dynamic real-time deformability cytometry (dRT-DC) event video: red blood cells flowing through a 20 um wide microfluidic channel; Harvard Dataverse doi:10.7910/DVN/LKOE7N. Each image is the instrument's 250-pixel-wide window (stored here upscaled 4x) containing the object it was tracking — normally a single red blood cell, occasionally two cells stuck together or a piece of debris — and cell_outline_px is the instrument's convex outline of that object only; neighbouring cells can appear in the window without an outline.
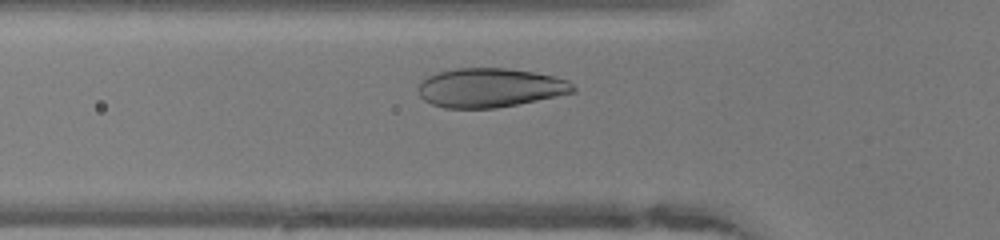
{"species": "human", "species_latin": "Homo sapiens", "temperature_condition": "warm", "stored_images_in_passage": 30, "camera_frame_rate_fps": 3000, "um_per_image_px": 0.085, "donor": {"sex": "female"}, "frame": {"image": 1, "passage_image": 7, "time_ms": 2.0, "image_size_px": [1000, 240], "cell_outline_px": [[576, 92], [496, 108], [444, 108], [432, 104], [424, 100], [420, 96], [416, 88], [428, 76], [436, 72], [456, 68], [504, 68], [532, 72], [552, 76], [568, 80], [576, 88]], "centroid_in_image_um": [41.62, 7.46], "position_along_channel_um": 84.2, "area_um2": 35.14}}
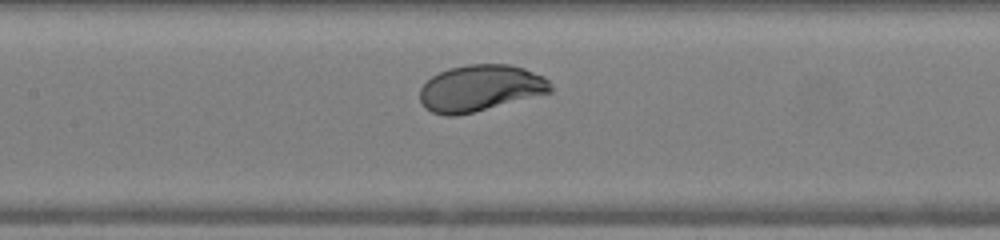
{"frame": {"image": 2, "passage_image": 13, "time_ms": 4.0, "image_size_px": [1000, 240], "cell_outline_px": [[552, 92], [456, 116], [444, 116], [432, 112], [424, 108], [420, 100], [420, 88], [432, 76], [448, 68], [468, 64], [512, 64], [524, 68], [544, 76], [552, 84]], "centroid_in_image_um": [40.82, 7.48], "position_along_channel_um": 166.6, "area_um2": 35.37}}
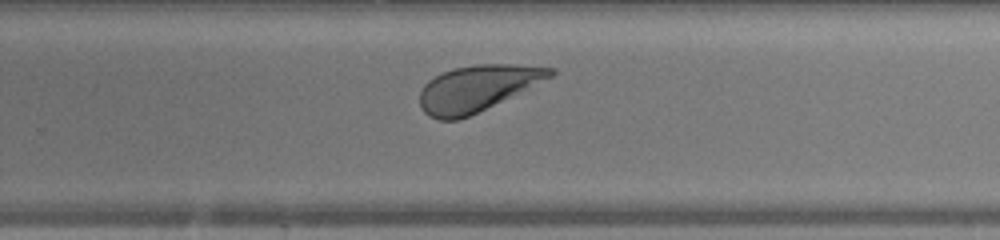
{"frame": {"image": 3, "passage_image": 22, "time_ms": 7.0, "image_size_px": [1000, 240], "cell_outline_px": [[556, 72], [552, 76], [468, 116], [456, 120], [440, 120], [428, 116], [420, 108], [420, 92], [424, 84], [428, 80], [444, 72], [456, 68], [476, 64], [512, 64], [556, 68]], "centroid_in_image_um": [40.51, 7.5], "position_along_channel_um": 289.3, "area_um2": 34.28}, "authors_computed_cell_mechanics": {"area_um2": 35.547, "velocity_mm_per_s": 4.1038, "shape_relaxation_time_tau1_ms": 1.9177, "shape_relaxation_time_tau2_ms": null, "deformation_change_tau1": 0.1348, "deformation_change_tau2": null}}